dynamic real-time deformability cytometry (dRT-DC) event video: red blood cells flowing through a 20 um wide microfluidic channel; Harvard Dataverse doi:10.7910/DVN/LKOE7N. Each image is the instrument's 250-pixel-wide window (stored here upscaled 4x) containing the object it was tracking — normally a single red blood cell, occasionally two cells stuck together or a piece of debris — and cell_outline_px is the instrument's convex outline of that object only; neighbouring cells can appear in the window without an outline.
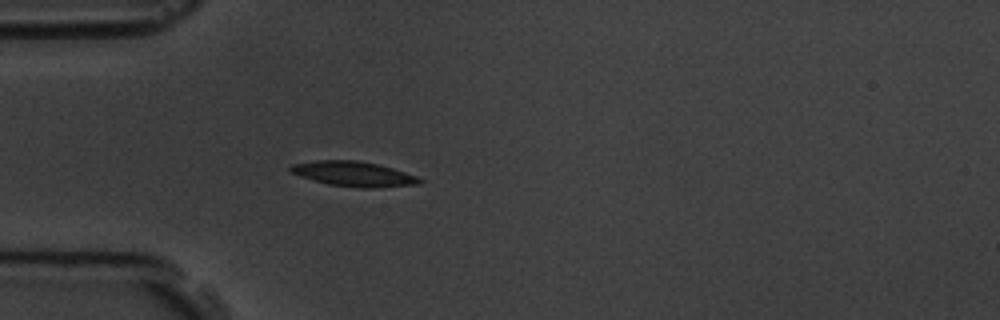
{"species": "common noctule bat (a hibernating species)", "species_latin": "Nyctalus noctula", "temperature_condition": "room temperature", "stored_images_in_passage": 1, "camera_frame_rate_fps": 3000, "um_per_image_px": 0.085, "animal": {"sex": "male", "body_mass_g": 19.5, "forearm_length_mm": 54.6}, "frame": {"image": 1, "passage_image": 1, "time_ms": 0.0, "image_size_px": [1000, 320], "cell_outline_px": [[424, 180], [420, 184], [372, 188], [360, 188], [328, 184], [300, 176], [288, 172], [288, 168], [292, 164], [316, 160], [360, 160], [380, 164], [416, 176]], "centroid_in_image_um": [30.04, 14.77], "position_along_channel_um": 55.0, "area_um2": 18.9}}